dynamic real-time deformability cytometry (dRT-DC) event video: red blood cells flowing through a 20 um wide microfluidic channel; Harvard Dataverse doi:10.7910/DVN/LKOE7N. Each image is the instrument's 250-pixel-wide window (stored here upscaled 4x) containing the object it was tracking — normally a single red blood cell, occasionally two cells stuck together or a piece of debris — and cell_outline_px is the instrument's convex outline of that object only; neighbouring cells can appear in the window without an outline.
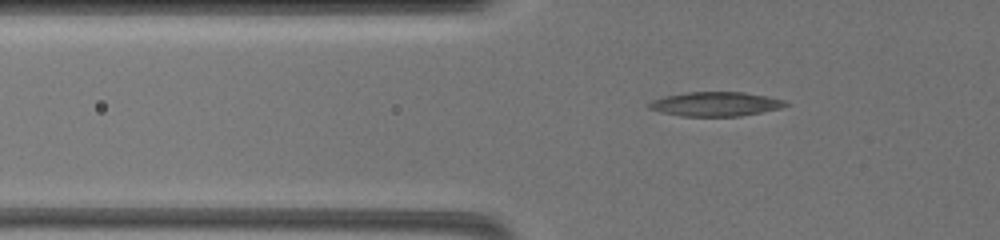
{"species": "common noctule bat (a hibernating species)", "species_latin": "Nyctalus noctula", "temperature_condition": "warm", "stored_images_in_passage": 39, "camera_frame_rate_fps": 3000, "um_per_image_px": 0.085, "animal": {"sex": "female", "body_mass_g": 19.5, "forearm_length_mm": 54.1}, "frame": {"image": 1, "passage_image": 2, "time_ms": 0.333, "image_size_px": [1000, 240], "cell_outline_px": [[792, 104], [780, 108], [740, 116], [680, 116], [660, 112], [648, 108], [648, 104], [652, 100], [664, 96], [688, 92], [744, 92], [768, 96], [784, 100]], "centroid_in_image_um": [60.83, 8.84], "position_along_channel_um": 65.0, "area_um2": 19.36}}
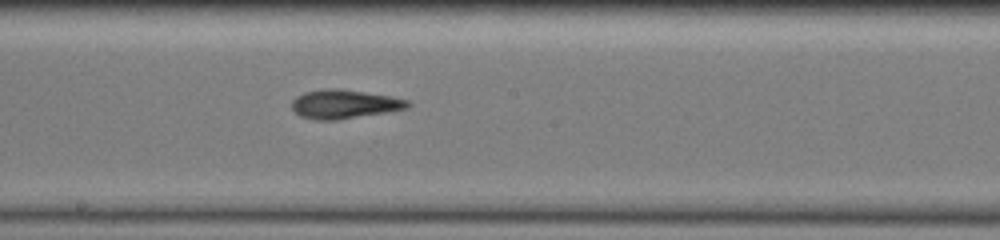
{"frame": {"image": 2, "passage_image": 23, "time_ms": 5.0, "image_size_px": [1000, 240], "cell_outline_px": [[412, 104], [408, 108], [336, 120], [316, 120], [300, 116], [292, 108], [292, 100], [296, 96], [304, 92], [324, 88], [340, 88], [388, 96], [408, 100]], "centroid_in_image_um": [29.23, 8.84], "position_along_channel_um": 219.0, "area_um2": 19.36}}
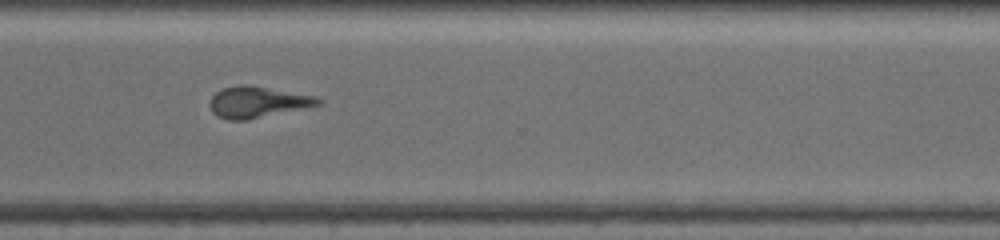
{"frame": {"image": 3, "passage_image": 38, "time_ms": 8.667, "image_size_px": [1000, 240], "cell_outline_px": [[324, 100], [320, 104], [244, 120], [228, 120], [216, 116], [212, 112], [208, 104], [208, 100], [216, 92], [224, 88], [240, 84], [248, 84], [316, 96]], "centroid_in_image_um": [21.82, 8.66], "position_along_channel_um": 348.8, "area_um2": 19.54}}